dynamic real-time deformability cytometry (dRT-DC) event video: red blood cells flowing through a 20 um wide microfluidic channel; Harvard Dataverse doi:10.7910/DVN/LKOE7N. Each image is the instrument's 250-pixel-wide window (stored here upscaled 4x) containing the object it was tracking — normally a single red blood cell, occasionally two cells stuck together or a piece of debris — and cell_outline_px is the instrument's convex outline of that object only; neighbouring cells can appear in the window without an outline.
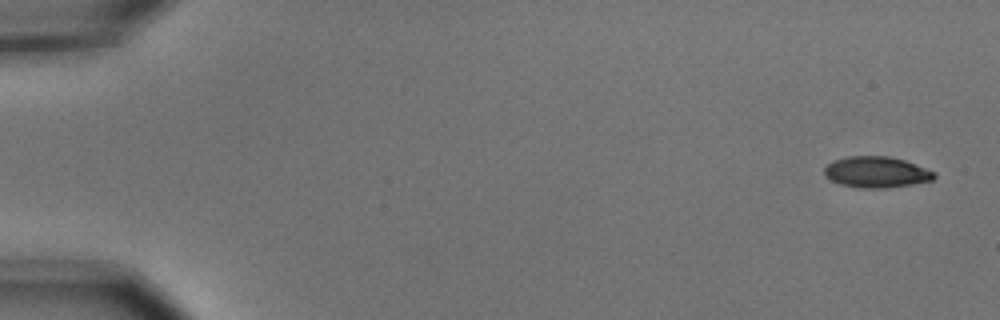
{"species": "common noctule bat (a hibernating species)", "species_latin": "Nyctalus noctula", "temperature_condition": "cold", "stored_images_in_passage": 5, "camera_frame_rate_fps": 3000, "um_per_image_px": 0.085, "animal": {"sex": "male", "body_mass_g": 15.6}, "frame": {"image": 1, "passage_image": 1, "time_ms": 0.0, "image_size_px": [1000, 320], "cell_outline_px": [[936, 176], [932, 180], [912, 184], [884, 188], [860, 188], [840, 184], [832, 180], [824, 172], [824, 168], [832, 160], [848, 156], [888, 156], [904, 160], [936, 172]], "centroid_in_image_um": [74.5, 14.62], "position_along_channel_um": 10.5, "area_um2": 19.77}}
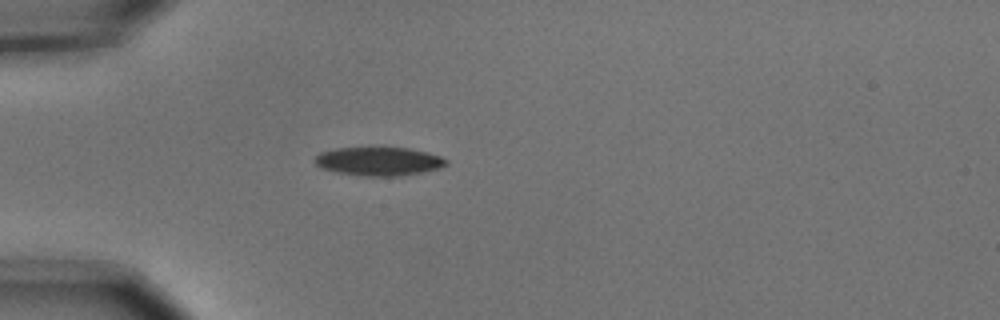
{"frame": {"image": 2, "passage_image": 5, "time_ms": 1.333, "image_size_px": [1000, 320], "cell_outline_px": [[448, 164], [440, 168], [400, 176], [364, 176], [336, 172], [320, 168], [312, 160], [320, 152], [336, 148], [408, 148], [428, 152], [440, 156], [448, 160]], "centroid_in_image_um": [32.18, 13.71], "position_along_channel_um": 52.8, "area_um2": 21.91}}